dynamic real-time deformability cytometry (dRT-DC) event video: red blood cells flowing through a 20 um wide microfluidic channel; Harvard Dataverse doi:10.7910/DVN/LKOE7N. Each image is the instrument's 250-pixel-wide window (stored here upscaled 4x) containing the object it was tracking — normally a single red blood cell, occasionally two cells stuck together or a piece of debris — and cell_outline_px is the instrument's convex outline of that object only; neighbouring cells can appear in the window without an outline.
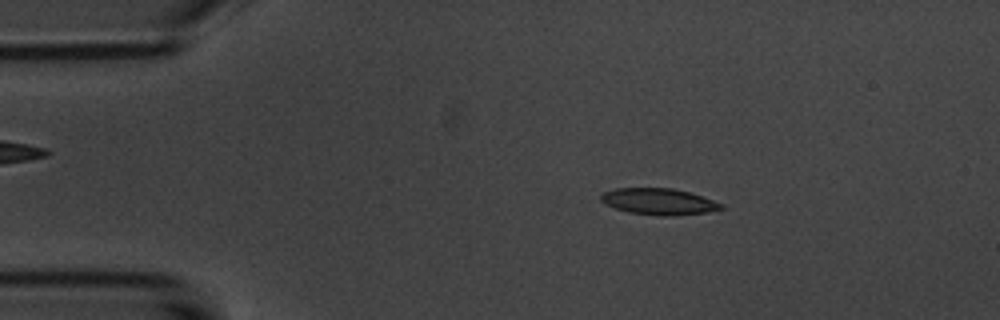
{"species": "common noctule bat (a hibernating species)", "species_latin": "Nyctalus noctula", "temperature_condition": "room temperature", "stored_images_in_passage": 5, "camera_frame_rate_fps": 3000, "um_per_image_px": 0.085, "animal": {"sex": "male", "body_mass_g": 20.1, "forearm_length_mm": 53.5}, "frame": {"image": 1, "passage_image": 2, "time_ms": 1.333, "image_size_px": [1000, 320], "cell_outline_px": [[724, 208], [708, 212], [672, 216], [660, 216], [628, 212], [604, 204], [600, 200], [600, 196], [604, 192], [612, 188], [672, 188], [688, 192], [724, 204]], "centroid_in_image_um": [55.97, 17.13], "position_along_channel_um": 29.0, "area_um2": 18.5}}
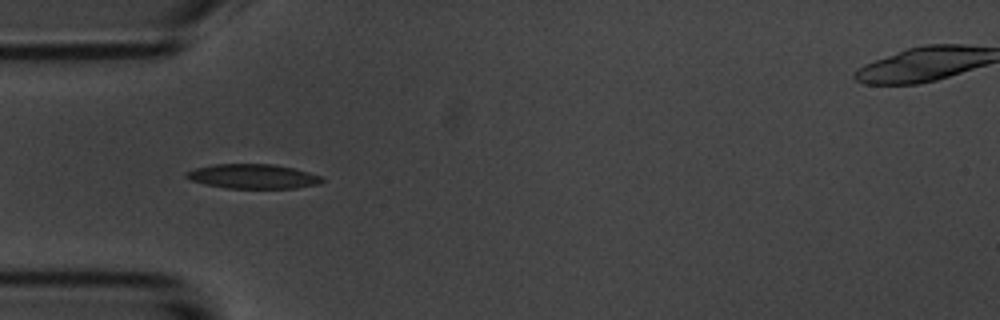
{"frame": {"image": 2, "passage_image": 4, "time_ms": 3.667, "image_size_px": [1000, 320], "cell_outline_px": [[324, 180], [320, 184], [296, 188], [228, 188], [204, 184], [188, 180], [184, 176], [184, 172], [196, 168], [212, 164], [272, 164], [292, 168], [324, 176]], "centroid_in_image_um": [21.48, 14.99], "position_along_channel_um": 63.5, "area_um2": 19.54}}